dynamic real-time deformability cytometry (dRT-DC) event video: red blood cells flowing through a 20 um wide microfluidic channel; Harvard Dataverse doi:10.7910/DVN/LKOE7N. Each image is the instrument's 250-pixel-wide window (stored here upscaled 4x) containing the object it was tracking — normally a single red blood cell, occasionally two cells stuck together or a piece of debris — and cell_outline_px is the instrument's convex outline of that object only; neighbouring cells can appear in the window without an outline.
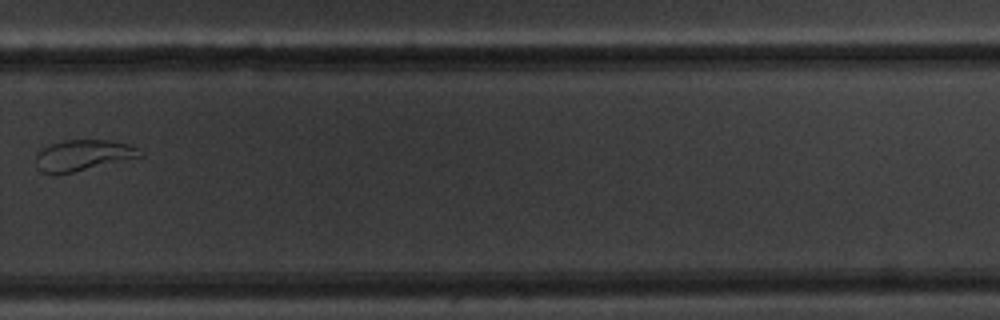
{"species": "common noctule bat (a hibernating species)", "species_latin": "Nyctalus noctula", "temperature_condition": "warm", "stored_images_in_passage": 11, "camera_frame_rate_fps": 3000, "um_per_image_px": 0.085, "animal": {"sex": "male", "body_mass_g": 20.1, "forearm_length_mm": 53.5}, "frame": {"image": 1, "passage_image": 11, "time_ms": 12.0, "image_size_px": [1000, 320], "cell_outline_px": [[144, 156], [56, 176], [52, 176], [44, 172], [36, 160], [36, 156], [44, 148], [52, 144], [64, 140], [108, 140], [128, 144], [136, 148]], "centroid_in_image_um": [7.07, 13.22], "position_along_channel_um": 322.7, "area_um2": 18.5}}